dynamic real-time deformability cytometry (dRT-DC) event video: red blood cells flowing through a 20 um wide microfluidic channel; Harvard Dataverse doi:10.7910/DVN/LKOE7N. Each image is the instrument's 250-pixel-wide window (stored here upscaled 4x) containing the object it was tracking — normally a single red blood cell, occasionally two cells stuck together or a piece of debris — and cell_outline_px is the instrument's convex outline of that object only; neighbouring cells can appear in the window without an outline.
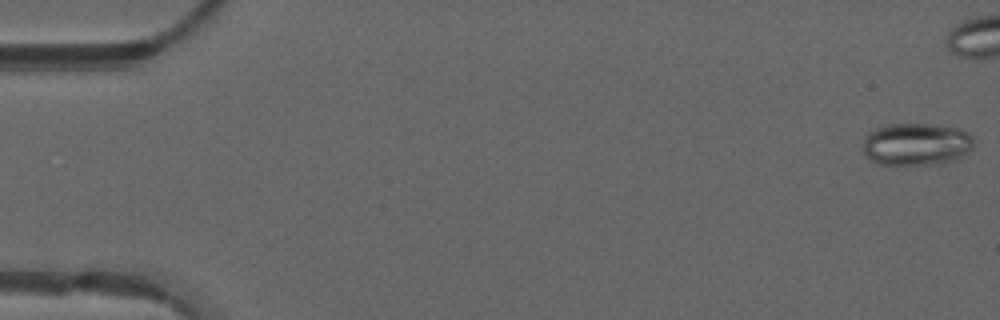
{"species": "common noctule bat (a hibernating species)", "species_latin": "Nyctalus noctula", "temperature_condition": "warm", "stored_images_in_passage": 41, "camera_frame_rate_fps": 3000, "um_per_image_px": 0.085, "animal": {"sex": "male", "forearm_length_mm": 52.5}, "frame": {"image": 1, "passage_image": 1, "time_ms": 0.0, "image_size_px": [1000, 320], "cell_outline_px": [[972, 148], [964, 156], [940, 164], [876, 164], [864, 156], [864, 136], [868, 132], [876, 128], [888, 124], [932, 124], [956, 128], [972, 136]], "centroid_in_image_um": [77.84, 12.26], "position_along_channel_um": 7.2, "area_um2": 27.4}}
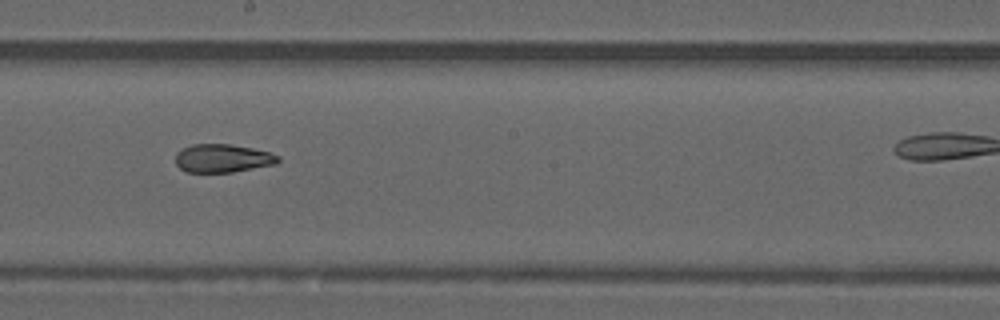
{"frame": {"image": 2, "passage_image": 28, "time_ms": 9.0, "image_size_px": [1000, 320], "cell_outline_px": [[280, 160], [276, 164], [232, 172], [188, 172], [180, 168], [176, 164], [176, 152], [192, 144], [232, 144], [252, 148], [268, 152], [280, 156]], "centroid_in_image_um": [18.93, 13.45], "position_along_channel_um": 229.3, "area_um2": 16.88}}
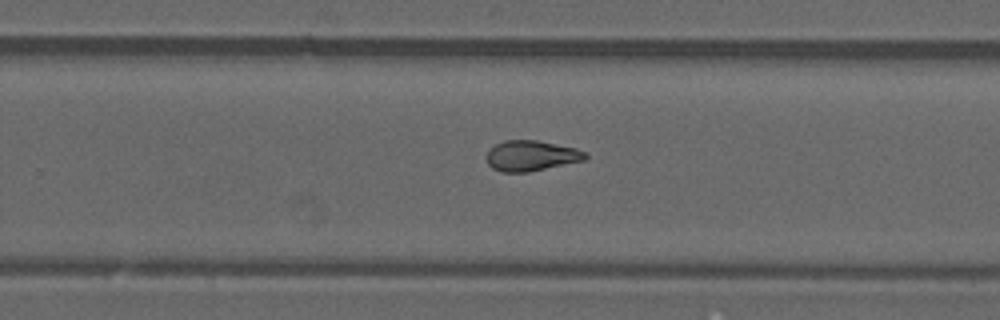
{"frame": {"image": 3, "passage_image": 32, "time_ms": 10.333, "image_size_px": [1000, 320], "cell_outline_px": [[588, 156], [584, 160], [528, 172], [500, 172], [492, 168], [488, 164], [488, 152], [496, 144], [504, 140], [536, 140], [576, 148], [584, 152]], "centroid_in_image_um": [45.15, 13.24], "position_along_channel_um": 284.7, "area_um2": 17.28}}